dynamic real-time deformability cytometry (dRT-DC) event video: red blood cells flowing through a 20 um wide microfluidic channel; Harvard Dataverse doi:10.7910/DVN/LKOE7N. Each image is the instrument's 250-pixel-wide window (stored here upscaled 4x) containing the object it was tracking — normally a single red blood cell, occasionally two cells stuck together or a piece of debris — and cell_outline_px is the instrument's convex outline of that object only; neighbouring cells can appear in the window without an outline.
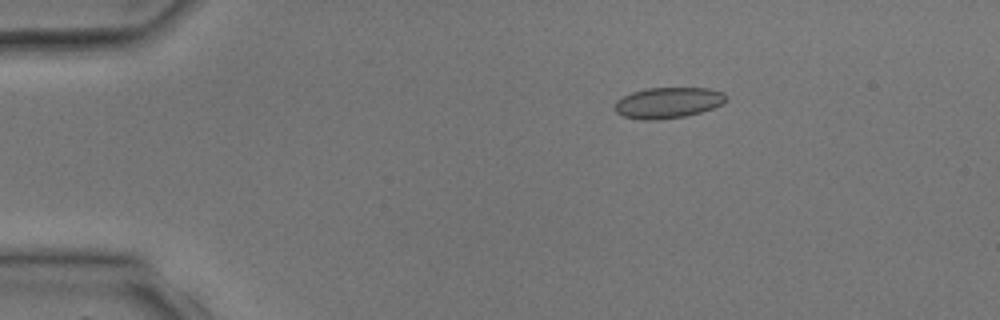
{"species": "common noctule bat (a hibernating species)", "species_latin": "Nyctalus noctula", "temperature_condition": "room temperature", "stored_images_in_passage": 4, "camera_frame_rate_fps": 3000, "um_per_image_px": 0.085, "animal": {"sex": "male", "body_mass_g": 17.9, "forearm_length_mm": 54.2}, "frame": {"image": 1, "passage_image": 2, "time_ms": 1.333, "image_size_px": [1000, 320], "cell_outline_px": [[728, 100], [724, 104], [700, 112], [684, 116], [660, 120], [644, 120], [624, 116], [616, 112], [616, 100], [632, 92], [648, 88], [708, 88], [724, 92], [728, 96]], "centroid_in_image_um": [56.84, 8.73], "position_along_channel_um": 28.2, "area_um2": 20.06}}